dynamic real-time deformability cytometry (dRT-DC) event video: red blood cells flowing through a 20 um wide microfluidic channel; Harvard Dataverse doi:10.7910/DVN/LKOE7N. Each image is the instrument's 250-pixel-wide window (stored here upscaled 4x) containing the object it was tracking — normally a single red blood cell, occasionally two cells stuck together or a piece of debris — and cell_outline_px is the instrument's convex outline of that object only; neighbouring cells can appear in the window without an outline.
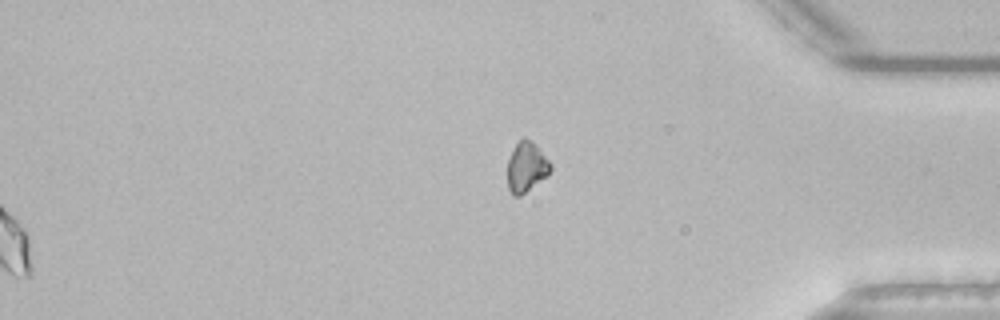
{"species": "common noctule bat (a hibernating species)", "species_latin": "Nyctalus noctula", "temperature_condition": "room temperature", "stored_images_in_passage": 55, "segment_of_instrument_passage": [2, 2], "camera_frame_rate_fps": 3000, "um_per_image_px": 0.085, "animal": {"sex": "male", "body_mass_g": 21.5, "forearm_length_mm": 52.0}, "frame": {"image": 1, "passage_image": 55, "time_ms": 18.0, "image_size_px": [1000, 320], "cell_outline_px": [[552, 168], [548, 176], [520, 196], [512, 196], [508, 188], [508, 160], [516, 144], [524, 136], [532, 140], [536, 144], [552, 164]], "centroid_in_image_um": [44.77, 14.2], "position_along_channel_um": 390.4, "area_um2": 12.72}}